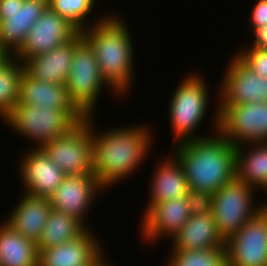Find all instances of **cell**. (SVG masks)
I'll return each instance as SVG.
<instances>
[{
    "label": "cell",
    "mask_w": 267,
    "mask_h": 266,
    "mask_svg": "<svg viewBox=\"0 0 267 266\" xmlns=\"http://www.w3.org/2000/svg\"><path fill=\"white\" fill-rule=\"evenodd\" d=\"M2 120L13 132L32 140L35 146L31 148L35 149L68 133L79 123L67 109H49L21 103H17Z\"/></svg>",
    "instance_id": "5b68a950"
},
{
    "label": "cell",
    "mask_w": 267,
    "mask_h": 266,
    "mask_svg": "<svg viewBox=\"0 0 267 266\" xmlns=\"http://www.w3.org/2000/svg\"><path fill=\"white\" fill-rule=\"evenodd\" d=\"M263 193L267 196V185L262 189ZM267 198L264 203H261L260 210L267 213Z\"/></svg>",
    "instance_id": "836d02e7"
},
{
    "label": "cell",
    "mask_w": 267,
    "mask_h": 266,
    "mask_svg": "<svg viewBox=\"0 0 267 266\" xmlns=\"http://www.w3.org/2000/svg\"><path fill=\"white\" fill-rule=\"evenodd\" d=\"M37 244L17 233L8 224L0 225V265L38 266Z\"/></svg>",
    "instance_id": "cb8c5ba5"
},
{
    "label": "cell",
    "mask_w": 267,
    "mask_h": 266,
    "mask_svg": "<svg viewBox=\"0 0 267 266\" xmlns=\"http://www.w3.org/2000/svg\"><path fill=\"white\" fill-rule=\"evenodd\" d=\"M87 228L75 217L62 211L52 209L48 220L43 227L42 234L38 240V252L71 241L79 237Z\"/></svg>",
    "instance_id": "d4e9b609"
},
{
    "label": "cell",
    "mask_w": 267,
    "mask_h": 266,
    "mask_svg": "<svg viewBox=\"0 0 267 266\" xmlns=\"http://www.w3.org/2000/svg\"><path fill=\"white\" fill-rule=\"evenodd\" d=\"M239 48L236 54L256 75L267 79V49H258L255 47ZM246 48V49H245Z\"/></svg>",
    "instance_id": "f1b7e54d"
},
{
    "label": "cell",
    "mask_w": 267,
    "mask_h": 266,
    "mask_svg": "<svg viewBox=\"0 0 267 266\" xmlns=\"http://www.w3.org/2000/svg\"><path fill=\"white\" fill-rule=\"evenodd\" d=\"M139 233L143 241L159 242V239L170 238L185 225L191 217L186 196L149 205L142 213ZM159 238V239H158Z\"/></svg>",
    "instance_id": "9a60e30c"
},
{
    "label": "cell",
    "mask_w": 267,
    "mask_h": 266,
    "mask_svg": "<svg viewBox=\"0 0 267 266\" xmlns=\"http://www.w3.org/2000/svg\"><path fill=\"white\" fill-rule=\"evenodd\" d=\"M103 189L94 174L65 175L62 183L49 197L50 205L52 209L75 217L88 228L84 222L88 219L87 213L96 201L98 192L105 191Z\"/></svg>",
    "instance_id": "5bb4252c"
},
{
    "label": "cell",
    "mask_w": 267,
    "mask_h": 266,
    "mask_svg": "<svg viewBox=\"0 0 267 266\" xmlns=\"http://www.w3.org/2000/svg\"><path fill=\"white\" fill-rule=\"evenodd\" d=\"M191 215L206 214L212 212L213 194L199 190L188 189L186 194Z\"/></svg>",
    "instance_id": "f546056e"
},
{
    "label": "cell",
    "mask_w": 267,
    "mask_h": 266,
    "mask_svg": "<svg viewBox=\"0 0 267 266\" xmlns=\"http://www.w3.org/2000/svg\"><path fill=\"white\" fill-rule=\"evenodd\" d=\"M155 167L148 191L147 205L161 203L167 200L181 198L188 192L186 174L181 163L171 152Z\"/></svg>",
    "instance_id": "7402d4cb"
},
{
    "label": "cell",
    "mask_w": 267,
    "mask_h": 266,
    "mask_svg": "<svg viewBox=\"0 0 267 266\" xmlns=\"http://www.w3.org/2000/svg\"><path fill=\"white\" fill-rule=\"evenodd\" d=\"M79 33L74 25L48 6L28 31L23 46L13 56L24 63L28 58L68 43Z\"/></svg>",
    "instance_id": "8fae6325"
},
{
    "label": "cell",
    "mask_w": 267,
    "mask_h": 266,
    "mask_svg": "<svg viewBox=\"0 0 267 266\" xmlns=\"http://www.w3.org/2000/svg\"><path fill=\"white\" fill-rule=\"evenodd\" d=\"M83 40L81 32L68 43L47 53L28 58L25 72L32 78L49 83L65 84L70 72L76 46Z\"/></svg>",
    "instance_id": "ac0fdd59"
},
{
    "label": "cell",
    "mask_w": 267,
    "mask_h": 266,
    "mask_svg": "<svg viewBox=\"0 0 267 266\" xmlns=\"http://www.w3.org/2000/svg\"><path fill=\"white\" fill-rule=\"evenodd\" d=\"M214 113L212 135L171 148L184 169L188 188L212 194L236 177V147L218 132V106Z\"/></svg>",
    "instance_id": "7a4b0ae2"
},
{
    "label": "cell",
    "mask_w": 267,
    "mask_h": 266,
    "mask_svg": "<svg viewBox=\"0 0 267 266\" xmlns=\"http://www.w3.org/2000/svg\"><path fill=\"white\" fill-rule=\"evenodd\" d=\"M65 84L70 100L86 117L96 113L104 88L118 96L103 80L94 50L84 39L75 48Z\"/></svg>",
    "instance_id": "8992f818"
},
{
    "label": "cell",
    "mask_w": 267,
    "mask_h": 266,
    "mask_svg": "<svg viewBox=\"0 0 267 266\" xmlns=\"http://www.w3.org/2000/svg\"><path fill=\"white\" fill-rule=\"evenodd\" d=\"M253 44L250 47L258 49H267V25L256 29L253 33Z\"/></svg>",
    "instance_id": "1f68e13d"
},
{
    "label": "cell",
    "mask_w": 267,
    "mask_h": 266,
    "mask_svg": "<svg viewBox=\"0 0 267 266\" xmlns=\"http://www.w3.org/2000/svg\"><path fill=\"white\" fill-rule=\"evenodd\" d=\"M48 8V0H0V48L13 56L32 25Z\"/></svg>",
    "instance_id": "30bf717a"
},
{
    "label": "cell",
    "mask_w": 267,
    "mask_h": 266,
    "mask_svg": "<svg viewBox=\"0 0 267 266\" xmlns=\"http://www.w3.org/2000/svg\"><path fill=\"white\" fill-rule=\"evenodd\" d=\"M105 254L106 253H104V255L102 254L91 266H112L106 261V257H104Z\"/></svg>",
    "instance_id": "d6a6232c"
},
{
    "label": "cell",
    "mask_w": 267,
    "mask_h": 266,
    "mask_svg": "<svg viewBox=\"0 0 267 266\" xmlns=\"http://www.w3.org/2000/svg\"><path fill=\"white\" fill-rule=\"evenodd\" d=\"M218 132L232 145L267 141V101L218 106Z\"/></svg>",
    "instance_id": "9c48e42d"
},
{
    "label": "cell",
    "mask_w": 267,
    "mask_h": 266,
    "mask_svg": "<svg viewBox=\"0 0 267 266\" xmlns=\"http://www.w3.org/2000/svg\"><path fill=\"white\" fill-rule=\"evenodd\" d=\"M8 55L0 48V62H2Z\"/></svg>",
    "instance_id": "e575fe53"
},
{
    "label": "cell",
    "mask_w": 267,
    "mask_h": 266,
    "mask_svg": "<svg viewBox=\"0 0 267 266\" xmlns=\"http://www.w3.org/2000/svg\"><path fill=\"white\" fill-rule=\"evenodd\" d=\"M92 232L87 228L71 241L41 249L38 266H91L106 251Z\"/></svg>",
    "instance_id": "e0dca14e"
},
{
    "label": "cell",
    "mask_w": 267,
    "mask_h": 266,
    "mask_svg": "<svg viewBox=\"0 0 267 266\" xmlns=\"http://www.w3.org/2000/svg\"><path fill=\"white\" fill-rule=\"evenodd\" d=\"M41 149L64 175L93 174L94 145L88 117Z\"/></svg>",
    "instance_id": "ba28073f"
},
{
    "label": "cell",
    "mask_w": 267,
    "mask_h": 266,
    "mask_svg": "<svg viewBox=\"0 0 267 266\" xmlns=\"http://www.w3.org/2000/svg\"><path fill=\"white\" fill-rule=\"evenodd\" d=\"M127 22L116 13L81 31L83 39L94 50L100 74L118 95L130 93L134 79V41Z\"/></svg>",
    "instance_id": "3957f363"
},
{
    "label": "cell",
    "mask_w": 267,
    "mask_h": 266,
    "mask_svg": "<svg viewBox=\"0 0 267 266\" xmlns=\"http://www.w3.org/2000/svg\"><path fill=\"white\" fill-rule=\"evenodd\" d=\"M228 62L219 85L218 106L267 101V79L256 75L236 54Z\"/></svg>",
    "instance_id": "7c38bea8"
},
{
    "label": "cell",
    "mask_w": 267,
    "mask_h": 266,
    "mask_svg": "<svg viewBox=\"0 0 267 266\" xmlns=\"http://www.w3.org/2000/svg\"><path fill=\"white\" fill-rule=\"evenodd\" d=\"M170 241H172L170 242L172 243L171 250H204L226 247V240L218 232L212 212L191 215Z\"/></svg>",
    "instance_id": "44dd1931"
},
{
    "label": "cell",
    "mask_w": 267,
    "mask_h": 266,
    "mask_svg": "<svg viewBox=\"0 0 267 266\" xmlns=\"http://www.w3.org/2000/svg\"><path fill=\"white\" fill-rule=\"evenodd\" d=\"M228 266H267V213L259 211L226 240Z\"/></svg>",
    "instance_id": "4fadbf2b"
},
{
    "label": "cell",
    "mask_w": 267,
    "mask_h": 266,
    "mask_svg": "<svg viewBox=\"0 0 267 266\" xmlns=\"http://www.w3.org/2000/svg\"><path fill=\"white\" fill-rule=\"evenodd\" d=\"M235 168L237 179L262 190L267 185V141L236 147Z\"/></svg>",
    "instance_id": "603a6c76"
},
{
    "label": "cell",
    "mask_w": 267,
    "mask_h": 266,
    "mask_svg": "<svg viewBox=\"0 0 267 266\" xmlns=\"http://www.w3.org/2000/svg\"><path fill=\"white\" fill-rule=\"evenodd\" d=\"M18 103L49 109H67L79 122L86 118L70 100L66 84L37 80L25 71L20 81Z\"/></svg>",
    "instance_id": "d6986e66"
},
{
    "label": "cell",
    "mask_w": 267,
    "mask_h": 266,
    "mask_svg": "<svg viewBox=\"0 0 267 266\" xmlns=\"http://www.w3.org/2000/svg\"><path fill=\"white\" fill-rule=\"evenodd\" d=\"M19 160V178L27 193L49 198L62 183L65 175L40 148H28Z\"/></svg>",
    "instance_id": "2e32d148"
},
{
    "label": "cell",
    "mask_w": 267,
    "mask_h": 266,
    "mask_svg": "<svg viewBox=\"0 0 267 266\" xmlns=\"http://www.w3.org/2000/svg\"><path fill=\"white\" fill-rule=\"evenodd\" d=\"M22 198L14 206L11 214L7 217L8 224L17 233L27 239L38 242L43 227L45 226L49 213L52 210L49 198L36 196L27 192H22Z\"/></svg>",
    "instance_id": "ffe728a7"
},
{
    "label": "cell",
    "mask_w": 267,
    "mask_h": 266,
    "mask_svg": "<svg viewBox=\"0 0 267 266\" xmlns=\"http://www.w3.org/2000/svg\"><path fill=\"white\" fill-rule=\"evenodd\" d=\"M169 251L166 266H228L226 247Z\"/></svg>",
    "instance_id": "4316f807"
},
{
    "label": "cell",
    "mask_w": 267,
    "mask_h": 266,
    "mask_svg": "<svg viewBox=\"0 0 267 266\" xmlns=\"http://www.w3.org/2000/svg\"><path fill=\"white\" fill-rule=\"evenodd\" d=\"M194 71L179 82L169 103V121L176 144L209 137L198 135L196 129L204 121L209 111V91L205 77ZM198 127V128H197Z\"/></svg>",
    "instance_id": "277c9868"
},
{
    "label": "cell",
    "mask_w": 267,
    "mask_h": 266,
    "mask_svg": "<svg viewBox=\"0 0 267 266\" xmlns=\"http://www.w3.org/2000/svg\"><path fill=\"white\" fill-rule=\"evenodd\" d=\"M24 65L14 56L0 62V118L1 120L16 106L19 99L20 81Z\"/></svg>",
    "instance_id": "484cf974"
},
{
    "label": "cell",
    "mask_w": 267,
    "mask_h": 266,
    "mask_svg": "<svg viewBox=\"0 0 267 266\" xmlns=\"http://www.w3.org/2000/svg\"><path fill=\"white\" fill-rule=\"evenodd\" d=\"M95 2L96 0H48V6L81 32L99 22L106 15L105 13L97 19L95 18L90 24L89 15L92 14ZM87 20L89 23L86 22Z\"/></svg>",
    "instance_id": "83f0119b"
},
{
    "label": "cell",
    "mask_w": 267,
    "mask_h": 266,
    "mask_svg": "<svg viewBox=\"0 0 267 266\" xmlns=\"http://www.w3.org/2000/svg\"><path fill=\"white\" fill-rule=\"evenodd\" d=\"M257 191L235 177L213 194L212 214L225 240L260 211L254 202Z\"/></svg>",
    "instance_id": "52a82bcc"
},
{
    "label": "cell",
    "mask_w": 267,
    "mask_h": 266,
    "mask_svg": "<svg viewBox=\"0 0 267 266\" xmlns=\"http://www.w3.org/2000/svg\"><path fill=\"white\" fill-rule=\"evenodd\" d=\"M249 25L251 33L267 25V0H257L251 9Z\"/></svg>",
    "instance_id": "4dcf8cb0"
},
{
    "label": "cell",
    "mask_w": 267,
    "mask_h": 266,
    "mask_svg": "<svg viewBox=\"0 0 267 266\" xmlns=\"http://www.w3.org/2000/svg\"><path fill=\"white\" fill-rule=\"evenodd\" d=\"M93 116H87L94 145L93 174L106 190L139 169L153 147V132L148 124H135L98 133Z\"/></svg>",
    "instance_id": "6da1fadb"
}]
</instances>
